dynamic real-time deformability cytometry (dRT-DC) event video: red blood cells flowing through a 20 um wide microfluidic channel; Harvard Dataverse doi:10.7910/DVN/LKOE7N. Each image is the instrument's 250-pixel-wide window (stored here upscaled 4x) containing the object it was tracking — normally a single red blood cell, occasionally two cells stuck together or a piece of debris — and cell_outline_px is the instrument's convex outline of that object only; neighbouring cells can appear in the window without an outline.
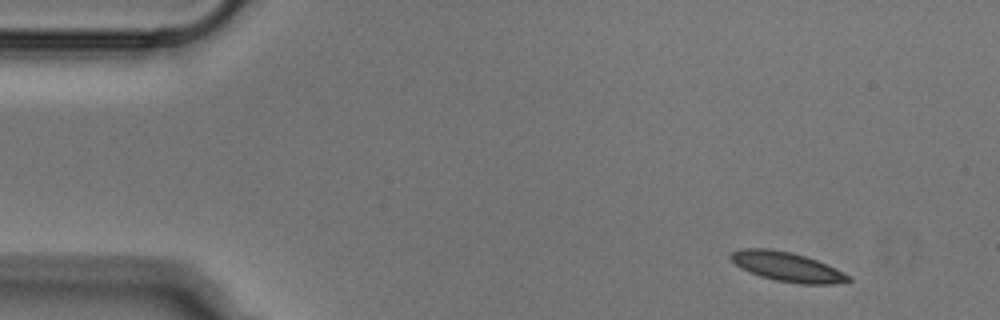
{"species": "Egyptian fruit bat (a non-hibernating species)", "species_latin": "Rousettus aegyptiacus", "temperature_condition": "cold", "stored_images_in_passage": 12, "camera_frame_rate_fps": 3000, "um_per_image_px": 0.085, "animal": {"sex": "male"}, "frame": {"image": 1, "passage_image": 1, "time_ms": 0.0, "image_size_px": [1000, 320], "cell_outline_px": [[852, 280], [832, 284], [800, 284], [776, 280], [760, 276], [740, 268], [728, 256], [732, 252], [740, 248], [772, 248], [792, 252], [816, 260], [836, 268], [852, 276]], "centroid_in_image_um": [66.9, 22.67], "position_along_channel_um": 18.1, "area_um2": 20.23}}
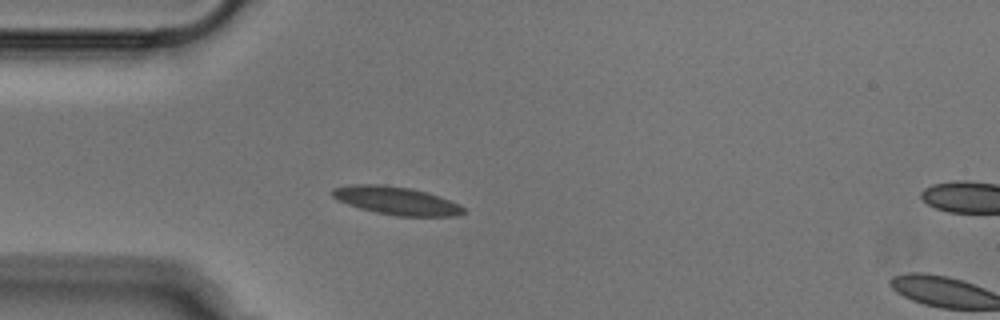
{"frame": {"image": 2, "passage_image": 10, "time_ms": 3.0, "image_size_px": [1000, 320], "cell_outline_px": [[464, 212], [456, 216], [396, 216], [376, 212], [360, 208], [336, 200], [332, 196], [332, 188], [352, 184], [384, 184], [412, 188], [440, 196], [460, 204], [464, 208]], "centroid_in_image_um": [33.68, 17.05], "position_along_channel_um": 51.3, "area_um2": 21.56}}